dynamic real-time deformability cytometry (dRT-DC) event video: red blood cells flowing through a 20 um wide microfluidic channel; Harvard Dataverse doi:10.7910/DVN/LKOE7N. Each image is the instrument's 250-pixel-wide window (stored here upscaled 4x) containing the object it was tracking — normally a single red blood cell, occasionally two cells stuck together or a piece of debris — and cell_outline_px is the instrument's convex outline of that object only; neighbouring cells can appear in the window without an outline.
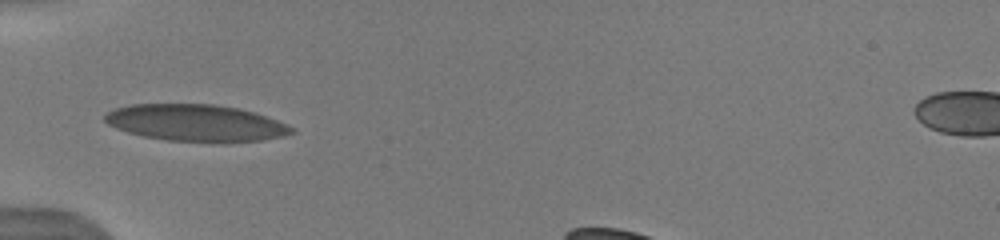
{"species": "human", "species_latin": "Homo sapiens", "temperature_condition": "warm", "stored_images_in_passage": 10, "camera_frame_rate_fps": 3000, "um_per_image_px": 0.085, "donor": {"sex": "male"}, "frame": {"image": 1, "passage_image": 1, "time_ms": 0.0, "image_size_px": [1000, 240], "cell_outline_px": [[296, 132], [284, 136], [260, 140], [224, 144], [168, 140], [144, 136], [128, 132], [116, 128], [108, 124], [104, 120], [104, 116], [108, 112], [116, 108], [132, 104], [212, 104], [240, 108], [256, 112], [288, 124], [296, 128]], "centroid_in_image_um": [16.73, 10.46], "position_along_channel_um": 68.3, "area_um2": 40.69}}